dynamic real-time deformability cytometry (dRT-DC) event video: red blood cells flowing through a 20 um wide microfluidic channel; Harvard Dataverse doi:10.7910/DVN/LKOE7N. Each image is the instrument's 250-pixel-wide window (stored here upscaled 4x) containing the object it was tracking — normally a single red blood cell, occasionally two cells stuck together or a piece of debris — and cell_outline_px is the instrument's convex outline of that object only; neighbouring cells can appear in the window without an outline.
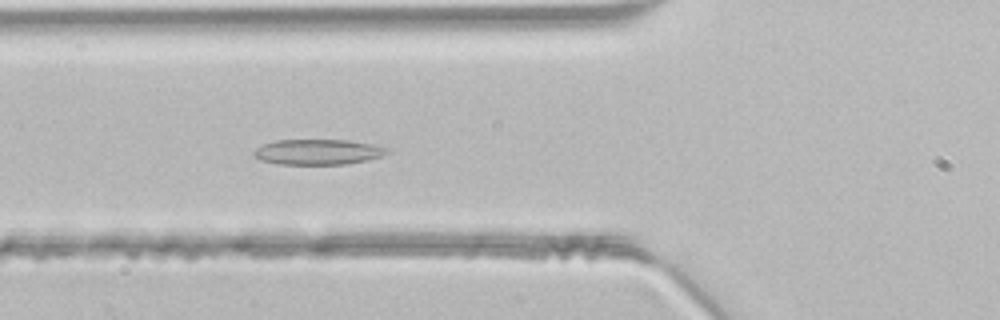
{"species": "common noctule bat (a hibernating species)", "species_latin": "Nyctalus noctula", "temperature_condition": "room temperature", "stored_images_in_passage": 35, "segment_of_instrument_passage": [1, 2], "camera_frame_rate_fps": 3000, "um_per_image_px": 0.085, "animal": {"sex": "male", "body_mass_g": 21.5, "forearm_length_mm": 52.0}, "frame": {"image": 1, "passage_image": 5, "time_ms": 1.333, "image_size_px": [1000, 320], "cell_outline_px": [[392, 152], [368, 160], [344, 164], [280, 164], [260, 160], [252, 156], [252, 152], [256, 148], [264, 144], [276, 140], [348, 140], [372, 144], [388, 148]], "centroid_in_image_um": [27.02, 12.91], "position_along_channel_um": 98.8, "area_um2": 19.77}}
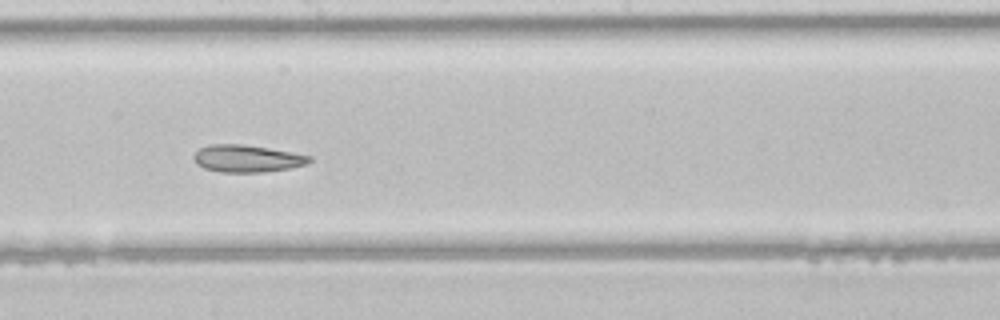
{"frame": {"image": 2, "passage_image": 14, "time_ms": 4.333, "image_size_px": [1000, 320], "cell_outline_px": [[312, 160], [308, 164], [292, 168], [264, 172], [220, 172], [204, 168], [196, 164], [192, 156], [200, 148], [208, 144], [244, 144], [292, 152], [312, 156]], "centroid_in_image_um": [21.01, 13.48], "position_along_channel_um": 227.2, "area_um2": 18.55}}
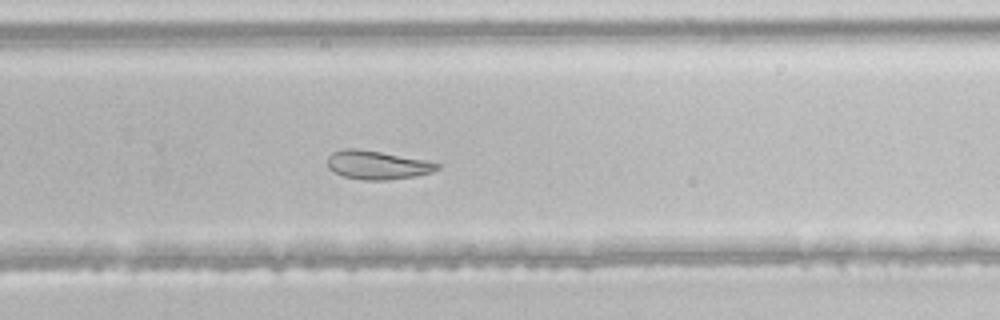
{"frame": {"image": 3, "passage_image": 19, "time_ms": 6.0, "image_size_px": [1000, 320], "cell_outline_px": [[440, 168], [432, 172], [416, 176], [388, 180], [364, 180], [344, 176], [332, 172], [328, 168], [328, 156], [332, 152], [344, 148], [356, 148], [380, 152], [424, 160], [440, 164]], "centroid_in_image_um": [32.04, 14.03], "position_along_channel_um": 297.8, "area_um2": 18.26}}